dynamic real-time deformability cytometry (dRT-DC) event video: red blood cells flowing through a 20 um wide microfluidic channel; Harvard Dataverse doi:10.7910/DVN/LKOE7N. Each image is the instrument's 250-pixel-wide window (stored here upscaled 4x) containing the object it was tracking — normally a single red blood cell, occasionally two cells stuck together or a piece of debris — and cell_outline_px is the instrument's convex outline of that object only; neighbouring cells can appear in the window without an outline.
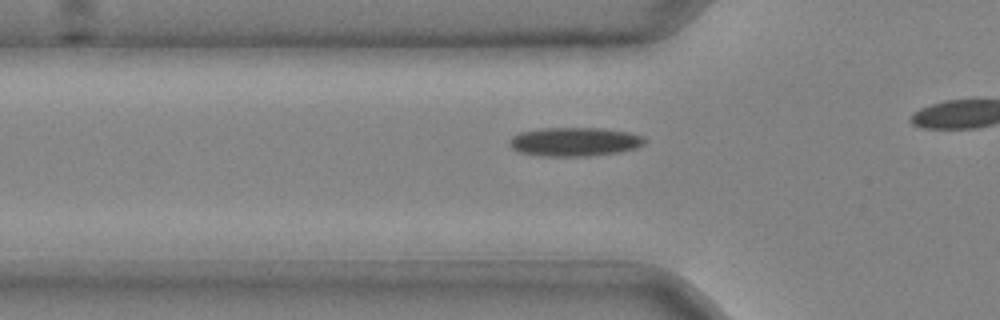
{"species": "common noctule bat (a hibernating species)", "species_latin": "Nyctalus noctula", "temperature_condition": "cold", "stored_images_in_passage": 30, "camera_frame_rate_fps": 3000, "um_per_image_px": 0.085, "animal": {"sex": "male", "body_mass_g": 20.4}, "frame": {"image": 1, "passage_image": 9, "time_ms": 2.667, "image_size_px": [1000, 320], "cell_outline_px": [[648, 140], [644, 144], [636, 148], [616, 152], [588, 156], [540, 156], [516, 152], [508, 144], [508, 140], [512, 136], [520, 132], [544, 128], [600, 128], [628, 132], [644, 136]], "centroid_in_image_um": [48.81, 12.05], "position_along_channel_um": 77.0, "area_um2": 22.89}}
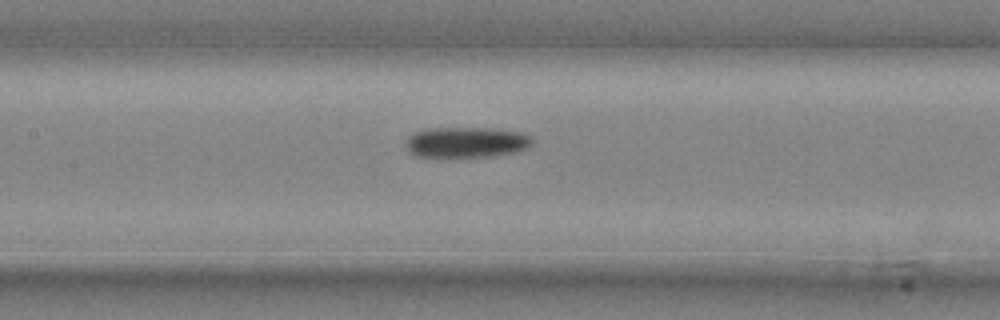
{"frame": {"image": 2, "passage_image": 15, "time_ms": 4.667, "image_size_px": [1000, 320], "cell_outline_px": [[532, 144], [528, 148], [520, 152], [492, 156], [416, 156], [408, 148], [408, 136], [416, 132], [428, 128], [492, 128], [520, 132], [532, 136]], "centroid_in_image_um": [39.74, 12.08], "position_along_channel_um": 167.7, "area_um2": 22.37}}
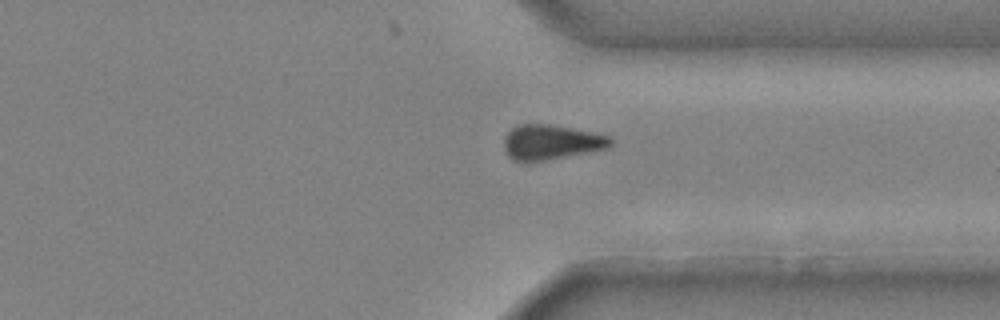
{"frame": {"image": 3, "passage_image": 28, "time_ms": 9.0, "image_size_px": [1000, 320], "cell_outline_px": [[612, 144], [608, 148], [544, 160], [512, 160], [508, 156], [504, 148], [504, 136], [512, 128], [520, 124], [548, 124], [592, 132], [608, 136], [612, 140]], "centroid_in_image_um": [46.82, 12.07], "position_along_channel_um": 364.6, "area_um2": 21.21}}